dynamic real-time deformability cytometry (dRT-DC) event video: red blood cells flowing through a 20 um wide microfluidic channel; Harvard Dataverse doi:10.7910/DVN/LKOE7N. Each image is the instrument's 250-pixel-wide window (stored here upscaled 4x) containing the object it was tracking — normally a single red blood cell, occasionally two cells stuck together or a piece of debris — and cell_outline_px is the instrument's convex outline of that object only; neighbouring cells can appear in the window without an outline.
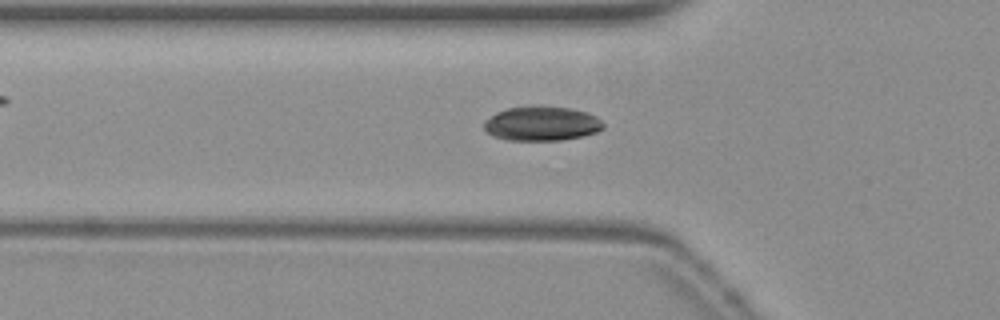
{"species": "common noctule bat (a hibernating species)", "species_latin": "Nyctalus noctula", "temperature_condition": "warm", "stored_images_in_passage": 21, "camera_frame_rate_fps": 3000, "um_per_image_px": 0.085, "animal": {"sex": "female", "body_mass_g": 19.3, "forearm_length_mm": 54.1}, "frame": {"image": 1, "passage_image": 9, "time_ms": 2.667, "image_size_px": [1000, 320], "cell_outline_px": [[604, 128], [596, 132], [584, 136], [560, 140], [508, 140], [492, 136], [484, 128], [484, 120], [496, 112], [508, 108], [528, 104], [540, 104], [572, 108], [596, 116], [604, 124]], "centroid_in_image_um": [46.03, 10.47], "position_along_channel_um": 79.8, "area_um2": 24.45}}
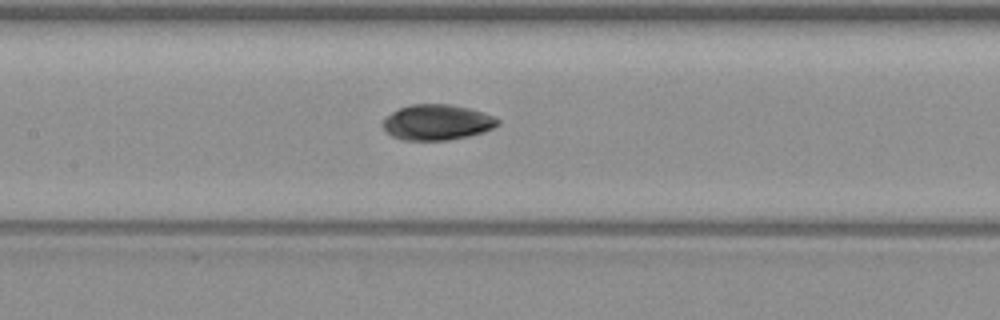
{"frame": {"image": 2, "passage_image": 16, "time_ms": 5.0, "image_size_px": [1000, 320], "cell_outline_px": [[500, 124], [484, 132], [468, 136], [448, 140], [400, 140], [392, 136], [384, 128], [384, 120], [392, 112], [408, 104], [448, 104], [468, 108], [484, 112], [500, 120]], "centroid_in_image_um": [37.17, 10.4], "position_along_channel_um": 170.2, "area_um2": 23.7}}
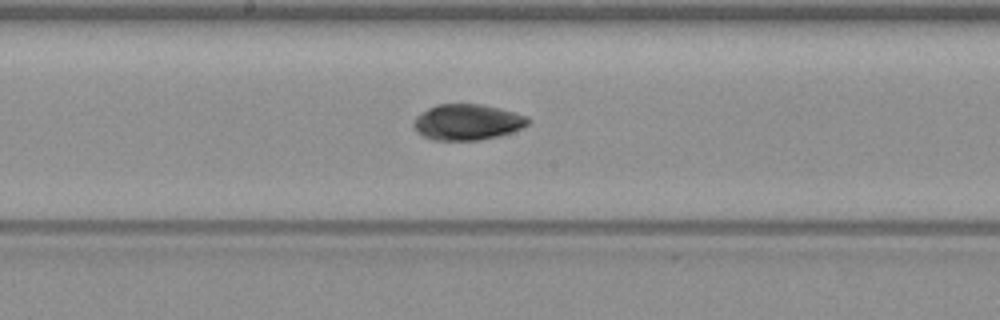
{"frame": {"image": 3, "passage_image": 19, "time_ms": 6.0, "image_size_px": [1000, 320], "cell_outline_px": [[532, 120], [528, 124], [512, 132], [500, 136], [480, 140], [432, 140], [424, 136], [412, 124], [416, 116], [420, 112], [436, 104], [484, 104], [516, 112], [528, 116]], "centroid_in_image_um": [39.76, 10.37], "position_along_channel_um": 208.4, "area_um2": 24.1}}